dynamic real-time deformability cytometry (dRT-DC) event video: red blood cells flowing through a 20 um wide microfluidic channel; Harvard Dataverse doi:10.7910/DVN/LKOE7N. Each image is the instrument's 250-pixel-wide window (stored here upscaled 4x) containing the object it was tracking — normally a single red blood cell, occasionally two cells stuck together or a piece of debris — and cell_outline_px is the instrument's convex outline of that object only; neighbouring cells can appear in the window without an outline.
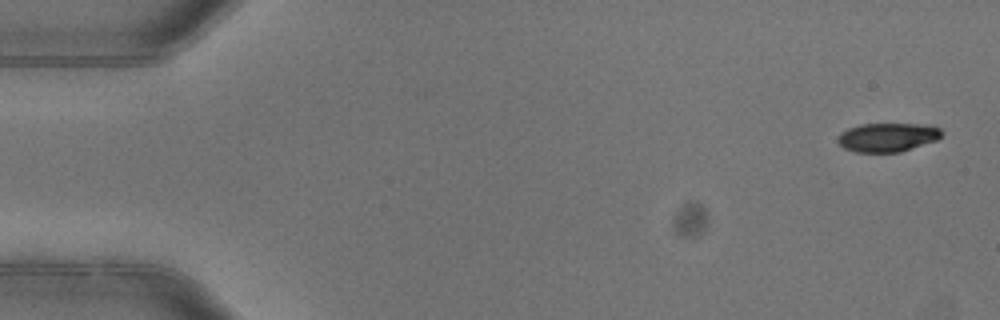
{"species": "common noctule bat (a hibernating species)", "species_latin": "Nyctalus noctula", "temperature_condition": "warm", "stored_images_in_passage": 4, "camera_frame_rate_fps": 3000, "um_per_image_px": 0.085, "animal": {"sex": "female"}, "frame": {"image": 1, "passage_image": 1, "time_ms": 0.0, "image_size_px": [1000, 320], "cell_outline_px": [[944, 132], [936, 140], [900, 152], [856, 152], [844, 148], [836, 140], [836, 136], [840, 132], [848, 128], [860, 124], [928, 124], [940, 128]], "centroid_in_image_um": [75.42, 11.66], "position_along_channel_um": 9.6, "area_um2": 17.57}}
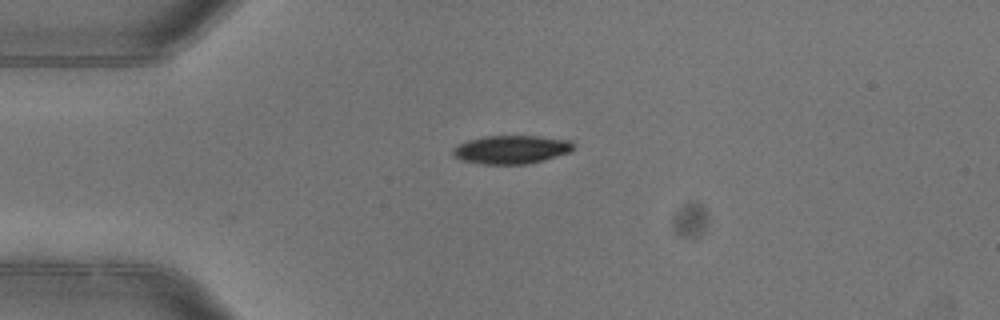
{"frame": {"image": 2, "passage_image": 3, "time_ms": 0.667, "image_size_px": [1000, 320], "cell_outline_px": [[572, 152], [524, 164], [484, 164], [460, 160], [452, 156], [452, 148], [468, 140], [484, 136], [536, 136], [572, 140]], "centroid_in_image_um": [43.42, 12.7], "position_along_channel_um": 41.6, "area_um2": 19.83}}